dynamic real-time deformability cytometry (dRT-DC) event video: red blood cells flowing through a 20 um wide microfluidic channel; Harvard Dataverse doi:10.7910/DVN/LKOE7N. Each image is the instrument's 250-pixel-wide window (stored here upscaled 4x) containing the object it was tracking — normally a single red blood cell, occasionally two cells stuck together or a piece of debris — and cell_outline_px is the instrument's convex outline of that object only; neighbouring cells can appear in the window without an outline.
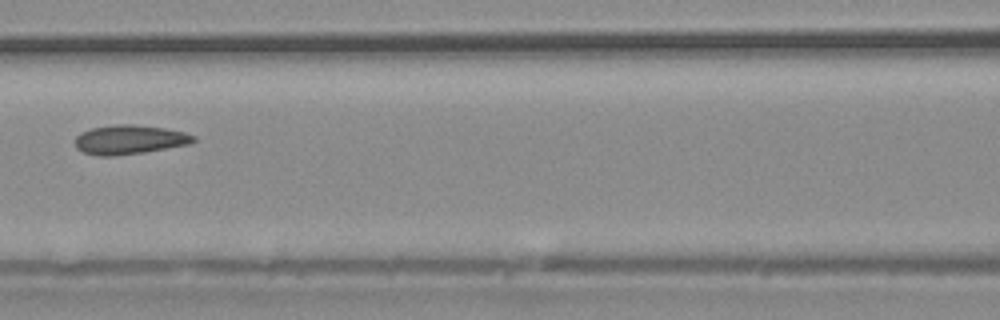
{"species": "common noctule bat (a hibernating species)", "species_latin": "Nyctalus noctula", "temperature_condition": "warm", "stored_images_in_passage": 5, "camera_frame_rate_fps": 3000, "um_per_image_px": 0.085, "animal": {"sex": "male", "body_mass_g": 20.4}, "frame": {"image": 1, "passage_image": 5, "time_ms": 5.667, "image_size_px": [1000, 320], "cell_outline_px": [[196, 140], [192, 144], [144, 152], [112, 156], [100, 156], [84, 152], [76, 148], [76, 136], [80, 132], [92, 128], [120, 124], [132, 124], [164, 128], [184, 132], [196, 136]], "centroid_in_image_um": [11.04, 11.87], "position_along_channel_um": 155.6, "area_um2": 20.11}}